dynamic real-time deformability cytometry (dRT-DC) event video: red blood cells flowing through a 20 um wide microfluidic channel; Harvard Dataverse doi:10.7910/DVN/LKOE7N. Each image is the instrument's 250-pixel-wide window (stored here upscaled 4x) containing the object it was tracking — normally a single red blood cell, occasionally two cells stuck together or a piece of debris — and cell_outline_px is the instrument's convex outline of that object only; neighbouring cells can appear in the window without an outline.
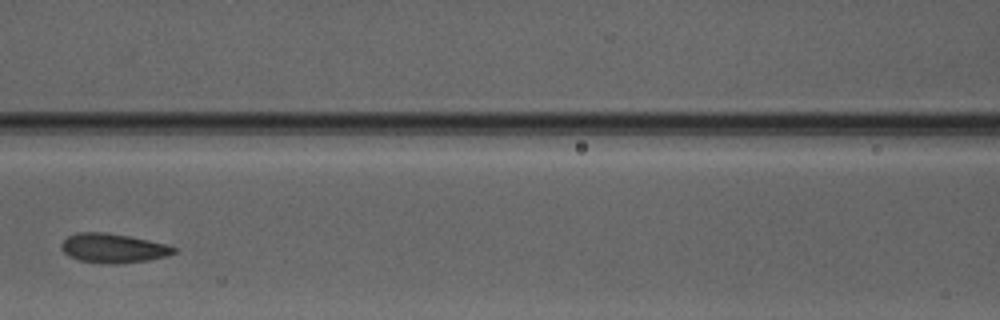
{"species": "Egyptian fruit bat (a non-hibernating species)", "species_latin": "Rousettus aegyptiacus", "temperature_condition": "warm", "stored_images_in_passage": 3, "camera_frame_rate_fps": 3000, "um_per_image_px": 0.085, "animal": {"sex": "male"}, "frame": {"image": 1, "passage_image": 3, "time_ms": 2.333, "image_size_px": [1000, 320], "cell_outline_px": [[176, 252], [164, 256], [144, 260], [116, 264], [108, 264], [80, 260], [68, 256], [60, 248], [60, 244], [68, 236], [76, 232], [108, 232], [148, 240], [164, 244], [176, 248]], "centroid_in_image_um": [9.54, 21.08], "position_along_channel_um": 157.1, "area_um2": 18.96}}